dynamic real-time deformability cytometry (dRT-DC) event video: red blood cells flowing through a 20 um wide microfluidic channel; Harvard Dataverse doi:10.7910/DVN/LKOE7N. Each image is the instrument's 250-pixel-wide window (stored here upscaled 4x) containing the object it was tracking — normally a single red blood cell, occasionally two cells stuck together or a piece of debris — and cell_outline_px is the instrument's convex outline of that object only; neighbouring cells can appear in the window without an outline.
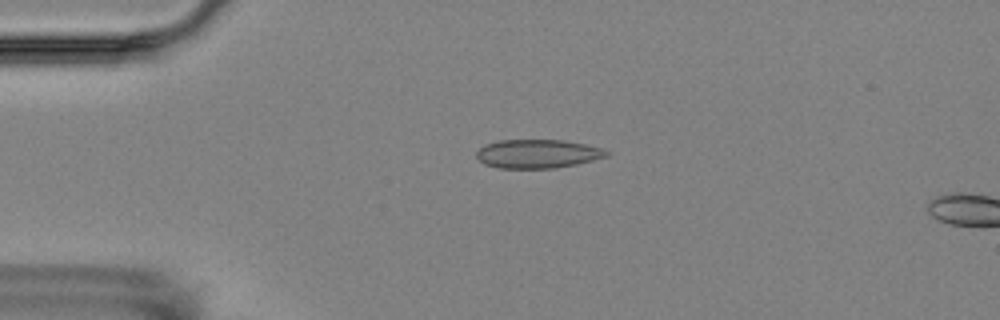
{"species": "Egyptian fruit bat (a non-hibernating species)", "species_latin": "Rousettus aegyptiacus", "temperature_condition": "room temperature", "stored_images_in_passage": 5, "camera_frame_rate_fps": 3000, "um_per_image_px": 0.085, "animal": {"sex": "female"}, "frame": {"image": 1, "passage_image": 4, "time_ms": 3.667, "image_size_px": [1000, 320], "cell_outline_px": [[612, 152], [608, 156], [576, 164], [556, 168], [500, 168], [484, 164], [476, 156], [476, 152], [484, 144], [500, 140], [564, 140], [604, 148]], "centroid_in_image_um": [45.72, 13.07], "position_along_channel_um": 39.3, "area_um2": 21.85}}